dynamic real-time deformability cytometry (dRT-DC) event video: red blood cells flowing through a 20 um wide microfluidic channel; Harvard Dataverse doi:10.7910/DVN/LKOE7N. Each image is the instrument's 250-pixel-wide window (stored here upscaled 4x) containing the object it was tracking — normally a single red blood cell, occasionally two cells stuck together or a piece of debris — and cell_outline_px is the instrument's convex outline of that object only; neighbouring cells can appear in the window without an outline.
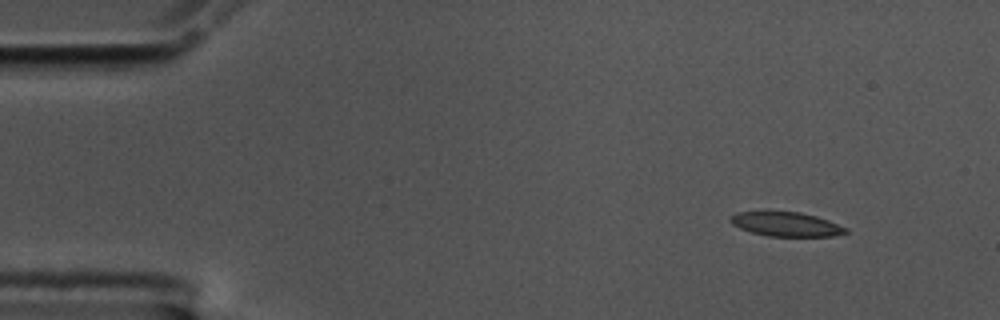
{"species": "common noctule bat (a hibernating species)", "species_latin": "Nyctalus noctula", "temperature_condition": "cold", "stored_images_in_passage": 52, "camera_frame_rate_fps": 3000, "um_per_image_px": 0.085, "animal": {"sex": "male", "body_mass_g": 17.5, "forearm_length_mm": 52.3}, "frame": {"image": 1, "passage_image": 1, "time_ms": 0.0, "image_size_px": [1000, 320], "cell_outline_px": [[848, 232], [832, 236], [768, 236], [752, 232], [740, 228], [732, 224], [728, 220], [728, 216], [736, 212], [800, 212], [816, 216], [828, 220], [848, 228]], "centroid_in_image_um": [66.8, 19.05], "position_along_channel_um": 18.2, "area_um2": 16.24}}
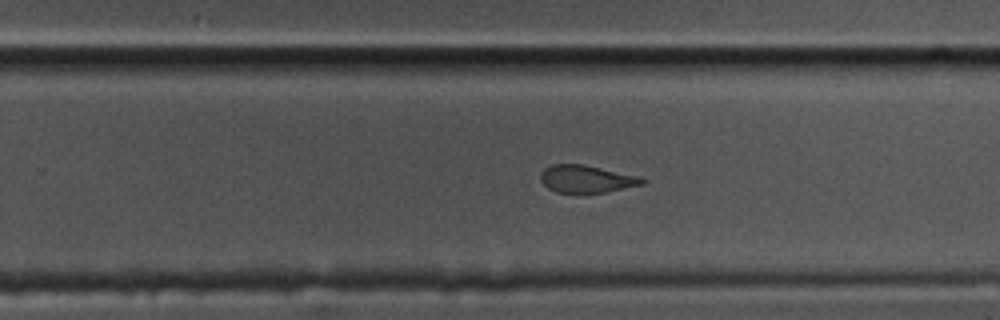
{"frame": {"image": 2, "passage_image": 31, "time_ms": 10.0, "image_size_px": [1000, 320], "cell_outline_px": [[648, 180], [644, 184], [608, 192], [584, 196], [576, 196], [556, 192], [548, 188], [540, 180], [540, 172], [544, 168], [552, 164], [584, 164], [640, 176]], "centroid_in_image_um": [49.85, 15.26], "position_along_channel_um": 279.9, "area_um2": 17.28}}
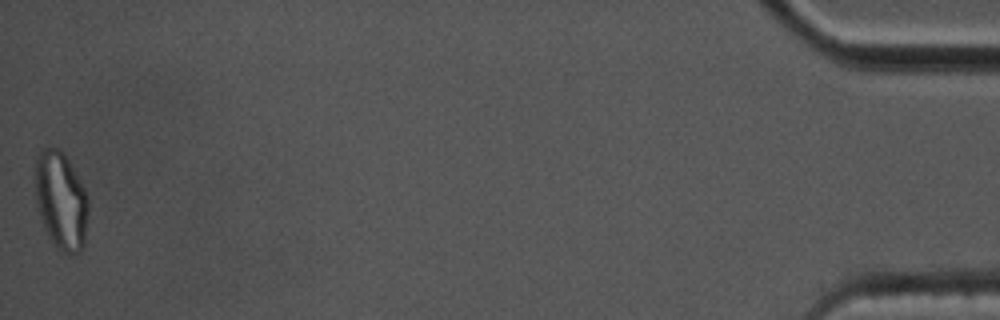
{"frame": {"image": 3, "passage_image": 52, "time_ms": 17.0, "image_size_px": [1000, 320], "cell_outline_px": [[88, 212], [84, 244], [80, 252], [64, 252], [56, 248], [48, 236], [44, 228], [36, 204], [36, 156], [40, 148], [56, 148], [68, 160], [84, 188], [88, 196]], "centroid_in_image_um": [5.18, 17.07], "position_along_channel_um": 430.0, "area_um2": 30.0}, "authors_computed_cell_mechanics": {"area_um2": 17.8313, "velocity_mm_per_s": 3.5273, "shape_relaxation_time_tau1_ms": null, "shape_relaxation_time_tau2_ms": 1.8969, "deformation_change_tau1": null, "deformation_change_tau2": 0.0847}}